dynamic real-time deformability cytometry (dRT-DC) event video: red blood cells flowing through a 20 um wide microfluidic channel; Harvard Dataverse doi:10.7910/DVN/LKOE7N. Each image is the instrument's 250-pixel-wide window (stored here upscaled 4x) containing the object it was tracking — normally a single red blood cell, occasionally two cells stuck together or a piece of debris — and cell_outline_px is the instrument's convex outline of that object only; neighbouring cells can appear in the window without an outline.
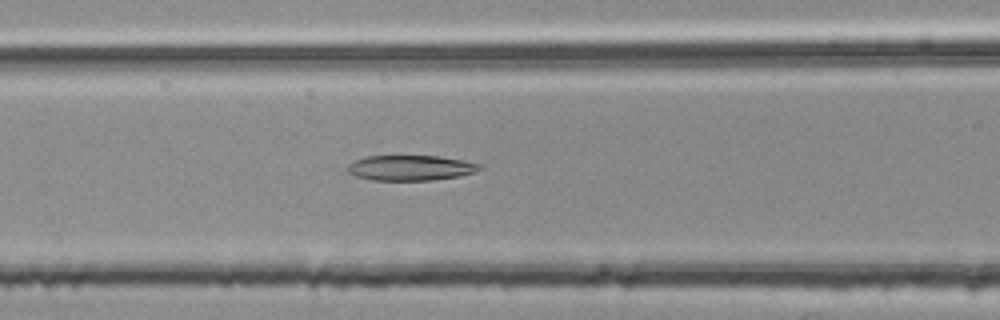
{"species": "common noctule bat (a hibernating species)", "species_latin": "Nyctalus noctula", "temperature_condition": "room temperature", "stored_images_in_passage": 44, "camera_frame_rate_fps": 3000, "um_per_image_px": 0.085, "animal": {"sex": "female", "body_mass_g": 25.1}, "frame": {"image": 1, "passage_image": 12, "time_ms": 3.667, "image_size_px": [1000, 320], "cell_outline_px": [[484, 168], [476, 172], [460, 176], [432, 180], [372, 180], [356, 176], [348, 172], [348, 164], [364, 156], [436, 156], [460, 160], [480, 164]], "centroid_in_image_um": [34.91, 14.27], "position_along_channel_um": 131.7, "area_um2": 19.36}}
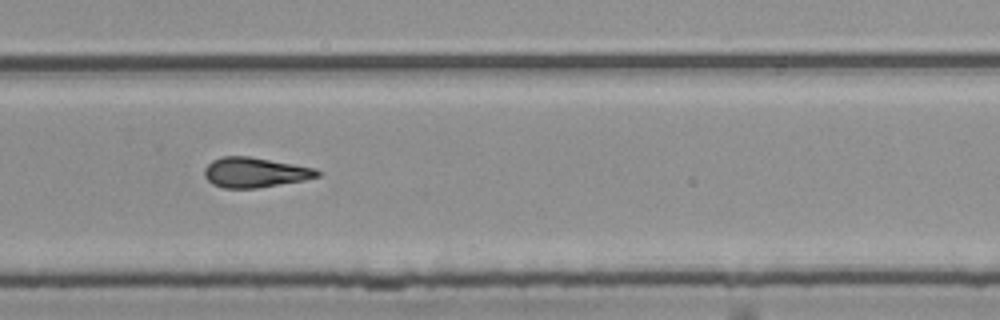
{"frame": {"image": 2, "passage_image": 26, "time_ms": 8.333, "image_size_px": [1000, 320], "cell_outline_px": [[320, 176], [304, 180], [256, 188], [224, 188], [212, 184], [204, 176], [204, 168], [212, 160], [224, 156], [248, 156], [316, 168], [320, 172]], "centroid_in_image_um": [21.65, 14.65], "position_along_channel_um": 308.1, "area_um2": 19.65}}
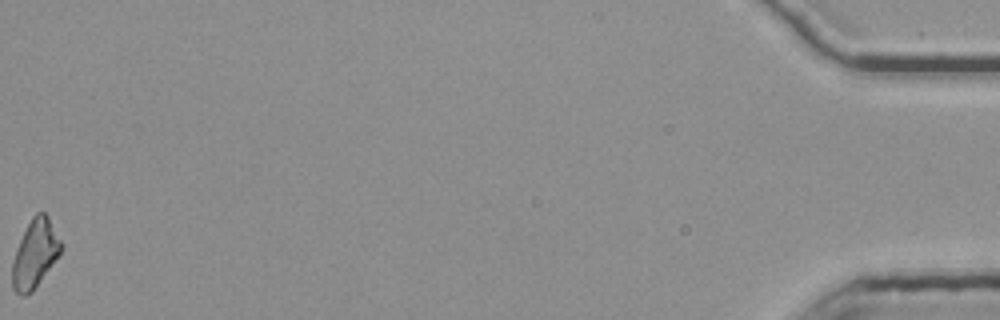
{"frame": {"image": 3, "passage_image": 44, "time_ms": 14.333, "image_size_px": [1000, 320], "cell_outline_px": [[64, 248], [32, 292], [24, 296], [20, 296], [12, 288], [12, 260], [20, 240], [32, 216], [36, 212], [44, 212], [48, 216], [64, 244]], "centroid_in_image_um": [2.99, 21.57], "position_along_channel_um": 432.2, "area_um2": 19.42}}